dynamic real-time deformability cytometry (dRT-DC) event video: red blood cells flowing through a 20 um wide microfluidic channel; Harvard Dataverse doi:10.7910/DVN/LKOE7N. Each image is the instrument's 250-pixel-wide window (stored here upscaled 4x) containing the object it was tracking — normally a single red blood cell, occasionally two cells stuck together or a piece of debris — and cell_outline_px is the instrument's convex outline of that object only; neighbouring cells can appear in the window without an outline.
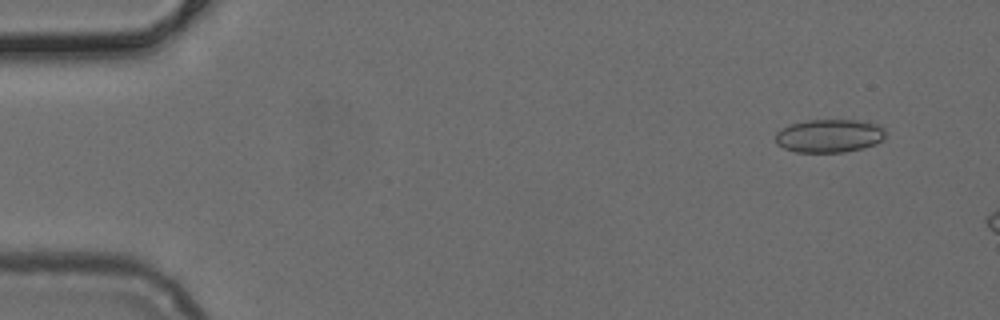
{"species": "common noctule bat (a hibernating species)", "species_latin": "Nyctalus noctula", "temperature_condition": "cold", "stored_images_in_passage": 13, "camera_frame_rate_fps": 3000, "um_per_image_px": 0.085, "animal": {"sex": "female", "body_mass_g": 24.6, "forearm_length_mm": 56.2}, "frame": {"image": 1, "passage_image": 4, "time_ms": 1.0, "image_size_px": [1000, 320], "cell_outline_px": [[884, 136], [876, 144], [864, 148], [844, 152], [796, 152], [784, 148], [776, 144], [776, 132], [788, 124], [808, 120], [856, 120], [880, 124], [884, 128]], "centroid_in_image_um": [70.48, 11.54], "position_along_channel_um": 14.5, "area_um2": 21.44}}